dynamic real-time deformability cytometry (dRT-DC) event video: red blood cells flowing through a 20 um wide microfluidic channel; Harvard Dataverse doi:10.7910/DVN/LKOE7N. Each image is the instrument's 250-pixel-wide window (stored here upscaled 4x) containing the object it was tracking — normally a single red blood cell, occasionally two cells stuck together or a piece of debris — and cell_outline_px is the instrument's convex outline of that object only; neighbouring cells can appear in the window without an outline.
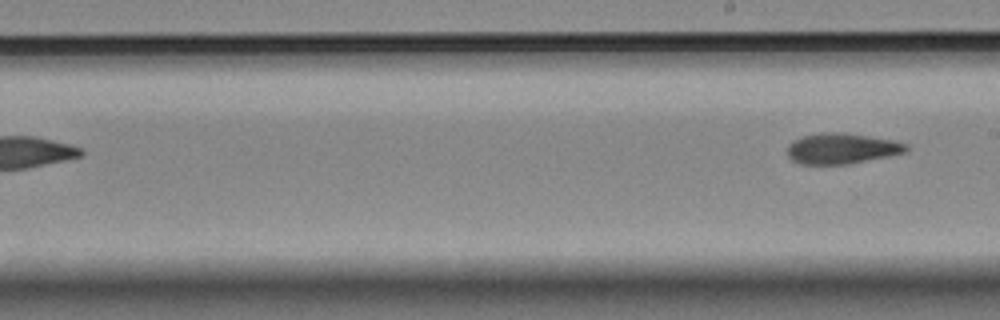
{"species": "Egyptian fruit bat (a non-hibernating species)", "species_latin": "Rousettus aegyptiacus", "temperature_condition": "room temperature", "stored_images_in_passage": 10, "segment_of_instrument_passage": [2, 2], "camera_frame_rate_fps": 3000, "um_per_image_px": 0.085, "animal": {"sex": "female"}, "frame": {"image": 1, "passage_image": 10, "time_ms": 10.667, "image_size_px": [1000, 320], "cell_outline_px": [[908, 148], [904, 152], [888, 156], [848, 164], [800, 164], [792, 160], [788, 156], [788, 144], [792, 140], [804, 136], [824, 132], [844, 132], [896, 140], [908, 144]], "centroid_in_image_um": [71.55, 12.61], "position_along_channel_um": 217.5, "area_um2": 21.27}}